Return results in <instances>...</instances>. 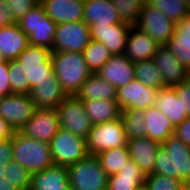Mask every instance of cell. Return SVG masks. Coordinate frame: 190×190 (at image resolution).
I'll return each mask as SVG.
<instances>
[{"mask_svg":"<svg viewBox=\"0 0 190 190\" xmlns=\"http://www.w3.org/2000/svg\"><path fill=\"white\" fill-rule=\"evenodd\" d=\"M159 148L153 174L181 180L190 179V146L172 134Z\"/></svg>","mask_w":190,"mask_h":190,"instance_id":"cell-1","label":"cell"},{"mask_svg":"<svg viewBox=\"0 0 190 190\" xmlns=\"http://www.w3.org/2000/svg\"><path fill=\"white\" fill-rule=\"evenodd\" d=\"M51 59L52 69L67 95H76L93 73L82 52L52 51Z\"/></svg>","mask_w":190,"mask_h":190,"instance_id":"cell-2","label":"cell"},{"mask_svg":"<svg viewBox=\"0 0 190 190\" xmlns=\"http://www.w3.org/2000/svg\"><path fill=\"white\" fill-rule=\"evenodd\" d=\"M52 50L35 45H28L18 56L17 61L23 67L24 94H30L31 89L43 80H56L52 69Z\"/></svg>","mask_w":190,"mask_h":190,"instance_id":"cell-3","label":"cell"},{"mask_svg":"<svg viewBox=\"0 0 190 190\" xmlns=\"http://www.w3.org/2000/svg\"><path fill=\"white\" fill-rule=\"evenodd\" d=\"M12 152L13 160L30 173L42 171L54 164L49 143L26 137L19 131L13 133Z\"/></svg>","mask_w":190,"mask_h":190,"instance_id":"cell-4","label":"cell"},{"mask_svg":"<svg viewBox=\"0 0 190 190\" xmlns=\"http://www.w3.org/2000/svg\"><path fill=\"white\" fill-rule=\"evenodd\" d=\"M16 23L28 36L30 45L42 46L53 50L57 24L47 16L40 2Z\"/></svg>","mask_w":190,"mask_h":190,"instance_id":"cell-5","label":"cell"},{"mask_svg":"<svg viewBox=\"0 0 190 190\" xmlns=\"http://www.w3.org/2000/svg\"><path fill=\"white\" fill-rule=\"evenodd\" d=\"M72 190H107L108 174L95 155L67 167Z\"/></svg>","mask_w":190,"mask_h":190,"instance_id":"cell-6","label":"cell"},{"mask_svg":"<svg viewBox=\"0 0 190 190\" xmlns=\"http://www.w3.org/2000/svg\"><path fill=\"white\" fill-rule=\"evenodd\" d=\"M89 155H95L118 147L127 146L128 138L122 118L94 124L87 139Z\"/></svg>","mask_w":190,"mask_h":190,"instance_id":"cell-7","label":"cell"},{"mask_svg":"<svg viewBox=\"0 0 190 190\" xmlns=\"http://www.w3.org/2000/svg\"><path fill=\"white\" fill-rule=\"evenodd\" d=\"M49 144L54 164L64 167H69L89 155L86 139L75 136L63 127H60Z\"/></svg>","mask_w":190,"mask_h":190,"instance_id":"cell-8","label":"cell"},{"mask_svg":"<svg viewBox=\"0 0 190 190\" xmlns=\"http://www.w3.org/2000/svg\"><path fill=\"white\" fill-rule=\"evenodd\" d=\"M55 109L60 127L87 139L93 124L85 113L83 101L77 95H67Z\"/></svg>","mask_w":190,"mask_h":190,"instance_id":"cell-9","label":"cell"},{"mask_svg":"<svg viewBox=\"0 0 190 190\" xmlns=\"http://www.w3.org/2000/svg\"><path fill=\"white\" fill-rule=\"evenodd\" d=\"M36 110L30 94H10L0 99V116L13 131H20Z\"/></svg>","mask_w":190,"mask_h":190,"instance_id":"cell-10","label":"cell"},{"mask_svg":"<svg viewBox=\"0 0 190 190\" xmlns=\"http://www.w3.org/2000/svg\"><path fill=\"white\" fill-rule=\"evenodd\" d=\"M134 26L147 33L159 45H166L176 29L174 22L146 1Z\"/></svg>","mask_w":190,"mask_h":190,"instance_id":"cell-11","label":"cell"},{"mask_svg":"<svg viewBox=\"0 0 190 190\" xmlns=\"http://www.w3.org/2000/svg\"><path fill=\"white\" fill-rule=\"evenodd\" d=\"M90 40V28L84 20L57 24L52 51L83 52Z\"/></svg>","mask_w":190,"mask_h":190,"instance_id":"cell-12","label":"cell"},{"mask_svg":"<svg viewBox=\"0 0 190 190\" xmlns=\"http://www.w3.org/2000/svg\"><path fill=\"white\" fill-rule=\"evenodd\" d=\"M160 90L142 84L134 78L126 85L117 88L116 100L121 110L147 109L156 103Z\"/></svg>","mask_w":190,"mask_h":190,"instance_id":"cell-13","label":"cell"},{"mask_svg":"<svg viewBox=\"0 0 190 190\" xmlns=\"http://www.w3.org/2000/svg\"><path fill=\"white\" fill-rule=\"evenodd\" d=\"M59 129L60 121L56 109H37L19 132L37 141L50 143Z\"/></svg>","mask_w":190,"mask_h":190,"instance_id":"cell-14","label":"cell"},{"mask_svg":"<svg viewBox=\"0 0 190 190\" xmlns=\"http://www.w3.org/2000/svg\"><path fill=\"white\" fill-rule=\"evenodd\" d=\"M131 26L126 22L109 25L91 24L90 36L92 40L103 43L113 55L123 54Z\"/></svg>","mask_w":190,"mask_h":190,"instance_id":"cell-15","label":"cell"},{"mask_svg":"<svg viewBox=\"0 0 190 190\" xmlns=\"http://www.w3.org/2000/svg\"><path fill=\"white\" fill-rule=\"evenodd\" d=\"M153 59L167 87H173L190 78V72L180 63L168 46L160 45Z\"/></svg>","mask_w":190,"mask_h":190,"instance_id":"cell-16","label":"cell"},{"mask_svg":"<svg viewBox=\"0 0 190 190\" xmlns=\"http://www.w3.org/2000/svg\"><path fill=\"white\" fill-rule=\"evenodd\" d=\"M162 145L149 137L128 139L130 158L140 167L145 176L153 174L156 155Z\"/></svg>","mask_w":190,"mask_h":190,"instance_id":"cell-17","label":"cell"},{"mask_svg":"<svg viewBox=\"0 0 190 190\" xmlns=\"http://www.w3.org/2000/svg\"><path fill=\"white\" fill-rule=\"evenodd\" d=\"M48 17L56 24L84 20L85 0H39Z\"/></svg>","mask_w":190,"mask_h":190,"instance_id":"cell-18","label":"cell"},{"mask_svg":"<svg viewBox=\"0 0 190 190\" xmlns=\"http://www.w3.org/2000/svg\"><path fill=\"white\" fill-rule=\"evenodd\" d=\"M96 74L117 89L135 78L134 62L129 60L124 53L112 55Z\"/></svg>","mask_w":190,"mask_h":190,"instance_id":"cell-19","label":"cell"},{"mask_svg":"<svg viewBox=\"0 0 190 190\" xmlns=\"http://www.w3.org/2000/svg\"><path fill=\"white\" fill-rule=\"evenodd\" d=\"M159 47L152 37L133 25L128 34L124 54L132 62H139L152 59Z\"/></svg>","mask_w":190,"mask_h":190,"instance_id":"cell-20","label":"cell"},{"mask_svg":"<svg viewBox=\"0 0 190 190\" xmlns=\"http://www.w3.org/2000/svg\"><path fill=\"white\" fill-rule=\"evenodd\" d=\"M28 45V36L16 22L0 26V51L5 60H17Z\"/></svg>","mask_w":190,"mask_h":190,"instance_id":"cell-21","label":"cell"},{"mask_svg":"<svg viewBox=\"0 0 190 190\" xmlns=\"http://www.w3.org/2000/svg\"><path fill=\"white\" fill-rule=\"evenodd\" d=\"M68 179L67 167L53 164L32 173L29 190H72Z\"/></svg>","mask_w":190,"mask_h":190,"instance_id":"cell-22","label":"cell"},{"mask_svg":"<svg viewBox=\"0 0 190 190\" xmlns=\"http://www.w3.org/2000/svg\"><path fill=\"white\" fill-rule=\"evenodd\" d=\"M84 21L89 26L123 23L112 0H85Z\"/></svg>","mask_w":190,"mask_h":190,"instance_id":"cell-23","label":"cell"},{"mask_svg":"<svg viewBox=\"0 0 190 190\" xmlns=\"http://www.w3.org/2000/svg\"><path fill=\"white\" fill-rule=\"evenodd\" d=\"M30 96L37 109H55L67 94L56 80H43L31 89Z\"/></svg>","mask_w":190,"mask_h":190,"instance_id":"cell-24","label":"cell"},{"mask_svg":"<svg viewBox=\"0 0 190 190\" xmlns=\"http://www.w3.org/2000/svg\"><path fill=\"white\" fill-rule=\"evenodd\" d=\"M145 174L130 159L119 173L108 176L107 190H137L145 184Z\"/></svg>","mask_w":190,"mask_h":190,"instance_id":"cell-25","label":"cell"},{"mask_svg":"<svg viewBox=\"0 0 190 190\" xmlns=\"http://www.w3.org/2000/svg\"><path fill=\"white\" fill-rule=\"evenodd\" d=\"M144 121L147 128V137L162 144L175 133L171 120L164 116L156 107L144 109Z\"/></svg>","mask_w":190,"mask_h":190,"instance_id":"cell-26","label":"cell"},{"mask_svg":"<svg viewBox=\"0 0 190 190\" xmlns=\"http://www.w3.org/2000/svg\"><path fill=\"white\" fill-rule=\"evenodd\" d=\"M164 116L171 120L174 128L180 125L188 116L183 112L182 101L179 100L173 87L160 90L154 105Z\"/></svg>","mask_w":190,"mask_h":190,"instance_id":"cell-27","label":"cell"},{"mask_svg":"<svg viewBox=\"0 0 190 190\" xmlns=\"http://www.w3.org/2000/svg\"><path fill=\"white\" fill-rule=\"evenodd\" d=\"M117 89L96 73H92L76 94L81 100H116Z\"/></svg>","mask_w":190,"mask_h":190,"instance_id":"cell-28","label":"cell"},{"mask_svg":"<svg viewBox=\"0 0 190 190\" xmlns=\"http://www.w3.org/2000/svg\"><path fill=\"white\" fill-rule=\"evenodd\" d=\"M85 113L92 124L104 123L121 117L117 100H82Z\"/></svg>","mask_w":190,"mask_h":190,"instance_id":"cell-29","label":"cell"},{"mask_svg":"<svg viewBox=\"0 0 190 190\" xmlns=\"http://www.w3.org/2000/svg\"><path fill=\"white\" fill-rule=\"evenodd\" d=\"M134 74L142 84L153 87L157 90L166 88L164 80L160 70L154 59H148L144 61L134 62Z\"/></svg>","mask_w":190,"mask_h":190,"instance_id":"cell-30","label":"cell"},{"mask_svg":"<svg viewBox=\"0 0 190 190\" xmlns=\"http://www.w3.org/2000/svg\"><path fill=\"white\" fill-rule=\"evenodd\" d=\"M108 176L117 174L131 158L127 146L109 149L97 155Z\"/></svg>","mask_w":190,"mask_h":190,"instance_id":"cell-31","label":"cell"},{"mask_svg":"<svg viewBox=\"0 0 190 190\" xmlns=\"http://www.w3.org/2000/svg\"><path fill=\"white\" fill-rule=\"evenodd\" d=\"M121 118L124 124L127 138L147 137V128L144 121V110L125 109L121 110Z\"/></svg>","mask_w":190,"mask_h":190,"instance_id":"cell-32","label":"cell"},{"mask_svg":"<svg viewBox=\"0 0 190 190\" xmlns=\"http://www.w3.org/2000/svg\"><path fill=\"white\" fill-rule=\"evenodd\" d=\"M146 2L175 24H178L190 13V5L181 0H146Z\"/></svg>","mask_w":190,"mask_h":190,"instance_id":"cell-33","label":"cell"},{"mask_svg":"<svg viewBox=\"0 0 190 190\" xmlns=\"http://www.w3.org/2000/svg\"><path fill=\"white\" fill-rule=\"evenodd\" d=\"M82 53L93 73H97L113 55L103 43L92 39Z\"/></svg>","mask_w":190,"mask_h":190,"instance_id":"cell-34","label":"cell"},{"mask_svg":"<svg viewBox=\"0 0 190 190\" xmlns=\"http://www.w3.org/2000/svg\"><path fill=\"white\" fill-rule=\"evenodd\" d=\"M31 176L32 173L15 160L10 161L5 167L4 178L16 190H29Z\"/></svg>","mask_w":190,"mask_h":190,"instance_id":"cell-35","label":"cell"},{"mask_svg":"<svg viewBox=\"0 0 190 190\" xmlns=\"http://www.w3.org/2000/svg\"><path fill=\"white\" fill-rule=\"evenodd\" d=\"M38 3L39 0H0L2 10L9 22H17Z\"/></svg>","mask_w":190,"mask_h":190,"instance_id":"cell-36","label":"cell"},{"mask_svg":"<svg viewBox=\"0 0 190 190\" xmlns=\"http://www.w3.org/2000/svg\"><path fill=\"white\" fill-rule=\"evenodd\" d=\"M123 22L135 25L146 0H112Z\"/></svg>","mask_w":190,"mask_h":190,"instance_id":"cell-37","label":"cell"},{"mask_svg":"<svg viewBox=\"0 0 190 190\" xmlns=\"http://www.w3.org/2000/svg\"><path fill=\"white\" fill-rule=\"evenodd\" d=\"M184 185L185 183L181 180L158 174L147 175L144 184L148 190H181Z\"/></svg>","mask_w":190,"mask_h":190,"instance_id":"cell-38","label":"cell"},{"mask_svg":"<svg viewBox=\"0 0 190 190\" xmlns=\"http://www.w3.org/2000/svg\"><path fill=\"white\" fill-rule=\"evenodd\" d=\"M166 46L190 72V39H170Z\"/></svg>","mask_w":190,"mask_h":190,"instance_id":"cell-39","label":"cell"},{"mask_svg":"<svg viewBox=\"0 0 190 190\" xmlns=\"http://www.w3.org/2000/svg\"><path fill=\"white\" fill-rule=\"evenodd\" d=\"M8 74L12 94H24L23 67L17 60H8Z\"/></svg>","mask_w":190,"mask_h":190,"instance_id":"cell-40","label":"cell"},{"mask_svg":"<svg viewBox=\"0 0 190 190\" xmlns=\"http://www.w3.org/2000/svg\"><path fill=\"white\" fill-rule=\"evenodd\" d=\"M180 101H182L183 112L190 117V78L173 86Z\"/></svg>","mask_w":190,"mask_h":190,"instance_id":"cell-41","label":"cell"},{"mask_svg":"<svg viewBox=\"0 0 190 190\" xmlns=\"http://www.w3.org/2000/svg\"><path fill=\"white\" fill-rule=\"evenodd\" d=\"M8 61L0 63V97L12 94L8 78Z\"/></svg>","mask_w":190,"mask_h":190,"instance_id":"cell-42","label":"cell"},{"mask_svg":"<svg viewBox=\"0 0 190 190\" xmlns=\"http://www.w3.org/2000/svg\"><path fill=\"white\" fill-rule=\"evenodd\" d=\"M170 39H190V13L176 24V29Z\"/></svg>","mask_w":190,"mask_h":190,"instance_id":"cell-43","label":"cell"},{"mask_svg":"<svg viewBox=\"0 0 190 190\" xmlns=\"http://www.w3.org/2000/svg\"><path fill=\"white\" fill-rule=\"evenodd\" d=\"M12 160V137L0 140V164L7 165Z\"/></svg>","mask_w":190,"mask_h":190,"instance_id":"cell-44","label":"cell"},{"mask_svg":"<svg viewBox=\"0 0 190 190\" xmlns=\"http://www.w3.org/2000/svg\"><path fill=\"white\" fill-rule=\"evenodd\" d=\"M181 141L190 146V117L175 128L174 133Z\"/></svg>","mask_w":190,"mask_h":190,"instance_id":"cell-45","label":"cell"},{"mask_svg":"<svg viewBox=\"0 0 190 190\" xmlns=\"http://www.w3.org/2000/svg\"><path fill=\"white\" fill-rule=\"evenodd\" d=\"M13 129L9 124L0 116V140L11 138L13 136Z\"/></svg>","mask_w":190,"mask_h":190,"instance_id":"cell-46","label":"cell"},{"mask_svg":"<svg viewBox=\"0 0 190 190\" xmlns=\"http://www.w3.org/2000/svg\"><path fill=\"white\" fill-rule=\"evenodd\" d=\"M0 190H16L13 186H11L5 178L0 182Z\"/></svg>","mask_w":190,"mask_h":190,"instance_id":"cell-47","label":"cell"},{"mask_svg":"<svg viewBox=\"0 0 190 190\" xmlns=\"http://www.w3.org/2000/svg\"><path fill=\"white\" fill-rule=\"evenodd\" d=\"M8 19L6 17V14L4 13V11L2 10V7L0 5V26H4L8 23Z\"/></svg>","mask_w":190,"mask_h":190,"instance_id":"cell-48","label":"cell"},{"mask_svg":"<svg viewBox=\"0 0 190 190\" xmlns=\"http://www.w3.org/2000/svg\"><path fill=\"white\" fill-rule=\"evenodd\" d=\"M5 167H6V165L0 164V182H1V181L3 180V178H4Z\"/></svg>","mask_w":190,"mask_h":190,"instance_id":"cell-49","label":"cell"},{"mask_svg":"<svg viewBox=\"0 0 190 190\" xmlns=\"http://www.w3.org/2000/svg\"><path fill=\"white\" fill-rule=\"evenodd\" d=\"M181 190H190V186L185 184L184 187Z\"/></svg>","mask_w":190,"mask_h":190,"instance_id":"cell-50","label":"cell"},{"mask_svg":"<svg viewBox=\"0 0 190 190\" xmlns=\"http://www.w3.org/2000/svg\"><path fill=\"white\" fill-rule=\"evenodd\" d=\"M5 61V59H4V57L2 56V53H1V51H0V63H2V62H4Z\"/></svg>","mask_w":190,"mask_h":190,"instance_id":"cell-51","label":"cell"},{"mask_svg":"<svg viewBox=\"0 0 190 190\" xmlns=\"http://www.w3.org/2000/svg\"><path fill=\"white\" fill-rule=\"evenodd\" d=\"M137 190H148L144 185L142 187H139Z\"/></svg>","mask_w":190,"mask_h":190,"instance_id":"cell-52","label":"cell"},{"mask_svg":"<svg viewBox=\"0 0 190 190\" xmlns=\"http://www.w3.org/2000/svg\"><path fill=\"white\" fill-rule=\"evenodd\" d=\"M190 5V0H181Z\"/></svg>","mask_w":190,"mask_h":190,"instance_id":"cell-53","label":"cell"}]
</instances>
